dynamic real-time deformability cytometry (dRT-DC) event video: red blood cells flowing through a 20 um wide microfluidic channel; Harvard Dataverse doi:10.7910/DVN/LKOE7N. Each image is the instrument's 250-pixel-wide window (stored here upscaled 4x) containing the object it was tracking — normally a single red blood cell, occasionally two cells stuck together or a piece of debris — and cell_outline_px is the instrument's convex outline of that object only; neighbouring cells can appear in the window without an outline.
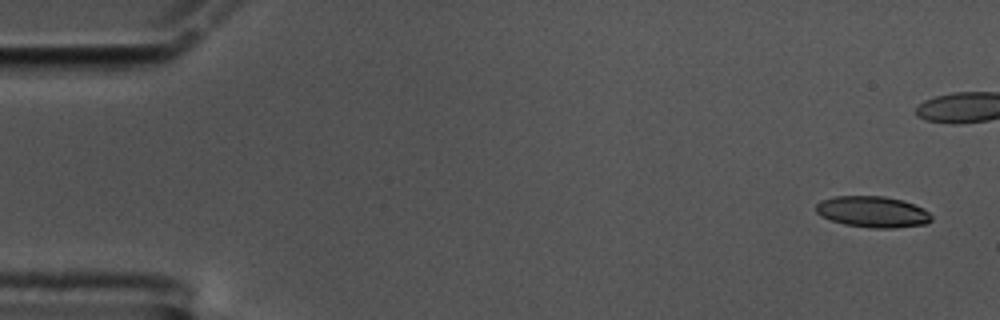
{"species": "common noctule bat (a hibernating species)", "species_latin": "Nyctalus noctula", "temperature_condition": "cold", "stored_images_in_passage": 46, "camera_frame_rate_fps": 3000, "um_per_image_px": 0.085, "animal": {"sex": "male", "body_mass_g": 17.5, "forearm_length_mm": 52.3}, "frame": {"image": 1, "passage_image": 1, "time_ms": 0.0, "image_size_px": [1000, 320], "cell_outline_px": [[932, 220], [924, 224], [896, 228], [872, 228], [844, 224], [820, 216], [816, 212], [816, 204], [820, 200], [836, 196], [884, 196], [904, 200], [924, 208], [932, 216]], "centroid_in_image_um": [74.18, 18.0], "position_along_channel_um": 10.8, "area_um2": 21.1}}
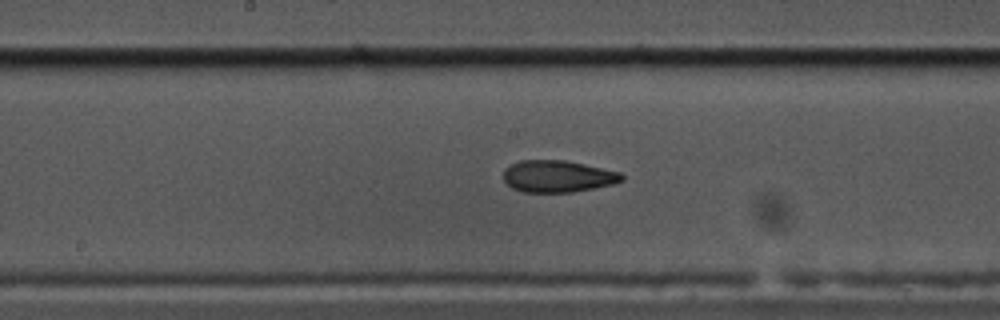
{"frame": {"image": 2, "passage_image": 29, "time_ms": 9.333, "image_size_px": [1000, 320], "cell_outline_px": [[624, 180], [612, 184], [596, 188], [572, 192], [520, 192], [512, 188], [504, 180], [504, 168], [520, 160], [564, 160], [584, 164], [620, 172], [624, 176]], "centroid_in_image_um": [47.4, 14.99], "position_along_channel_um": 200.8, "area_um2": 22.02}}
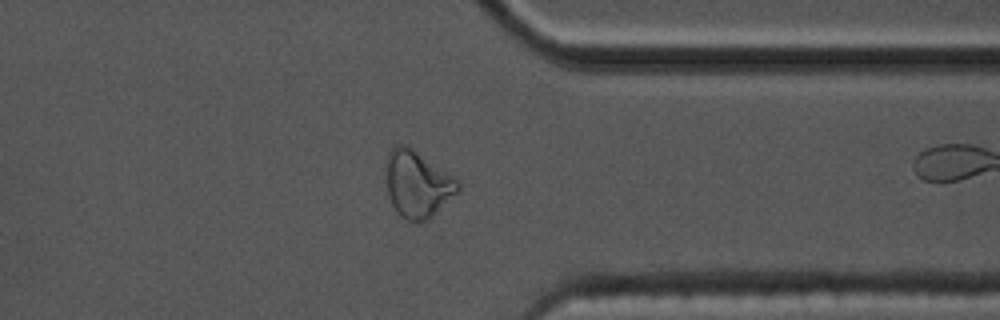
{"frame": {"image": 3, "passage_image": 45, "time_ms": 14.667, "image_size_px": [1000, 320], "cell_outline_px": [[460, 192], [428, 220], [420, 224], [408, 220], [400, 216], [396, 212], [392, 204], [388, 192], [388, 152], [396, 144], [408, 144], [456, 176], [460, 184]], "centroid_in_image_um": [35.56, 15.65], "position_along_channel_um": 375.8, "area_um2": 28.5}}